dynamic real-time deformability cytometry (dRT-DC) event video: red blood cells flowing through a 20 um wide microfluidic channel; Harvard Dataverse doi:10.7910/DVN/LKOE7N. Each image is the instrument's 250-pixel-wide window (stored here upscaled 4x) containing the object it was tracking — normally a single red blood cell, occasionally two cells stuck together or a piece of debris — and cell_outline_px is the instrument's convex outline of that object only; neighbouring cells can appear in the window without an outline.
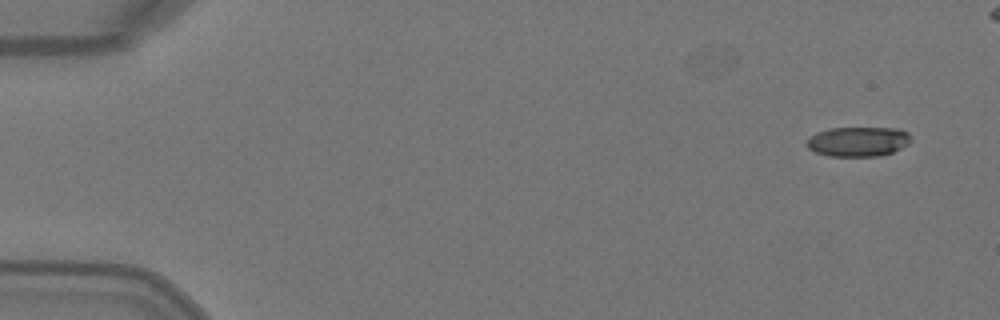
{"species": "Egyptian fruit bat (a non-hibernating species)", "species_latin": "Rousettus aegyptiacus", "temperature_condition": "warm", "stored_images_in_passage": 5, "camera_frame_rate_fps": 3000, "um_per_image_px": 0.085, "animal": {"sex": "female"}, "frame": {"image": 1, "passage_image": 1, "time_ms": 0.0, "image_size_px": [1000, 320], "cell_outline_px": [[912, 140], [908, 144], [892, 152], [880, 156], [828, 156], [816, 152], [808, 148], [804, 144], [808, 136], [816, 132], [828, 128], [900, 128], [908, 132]], "centroid_in_image_um": [72.91, 12.02], "position_along_channel_um": 12.1, "area_um2": 18.32}}